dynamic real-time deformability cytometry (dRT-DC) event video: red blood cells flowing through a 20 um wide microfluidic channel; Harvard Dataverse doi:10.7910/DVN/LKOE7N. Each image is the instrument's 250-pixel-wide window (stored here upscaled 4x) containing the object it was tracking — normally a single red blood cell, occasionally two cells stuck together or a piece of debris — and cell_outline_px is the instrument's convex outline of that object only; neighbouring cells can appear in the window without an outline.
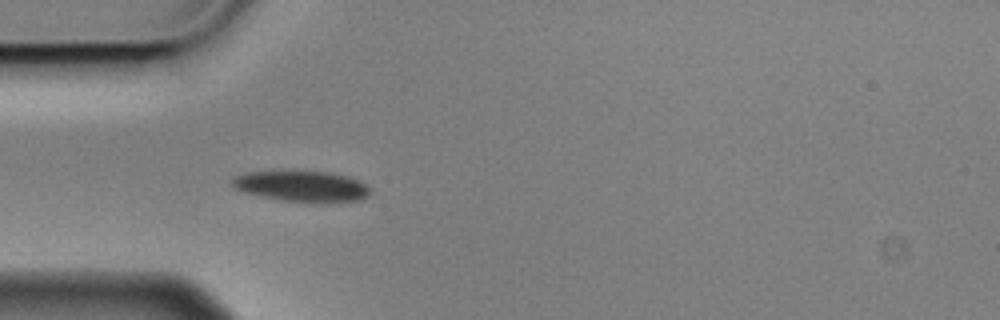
{"species": "Egyptian fruit bat (a non-hibernating species)", "species_latin": "Rousettus aegyptiacus", "temperature_condition": "cold", "stored_images_in_passage": 4, "camera_frame_rate_fps": 3000, "um_per_image_px": 0.085, "animal": {"sex": "male"}, "frame": {"image": 1, "passage_image": 4, "time_ms": 1.0, "image_size_px": [1000, 320], "cell_outline_px": [[372, 192], [368, 196], [360, 200], [280, 200], [244, 192], [236, 188], [232, 184], [232, 180], [236, 176], [244, 172], [292, 168], [332, 172], [348, 176], [360, 180], [368, 184], [372, 188]], "centroid_in_image_um": [25.65, 15.73], "position_along_channel_um": 59.3, "area_um2": 25.26}}